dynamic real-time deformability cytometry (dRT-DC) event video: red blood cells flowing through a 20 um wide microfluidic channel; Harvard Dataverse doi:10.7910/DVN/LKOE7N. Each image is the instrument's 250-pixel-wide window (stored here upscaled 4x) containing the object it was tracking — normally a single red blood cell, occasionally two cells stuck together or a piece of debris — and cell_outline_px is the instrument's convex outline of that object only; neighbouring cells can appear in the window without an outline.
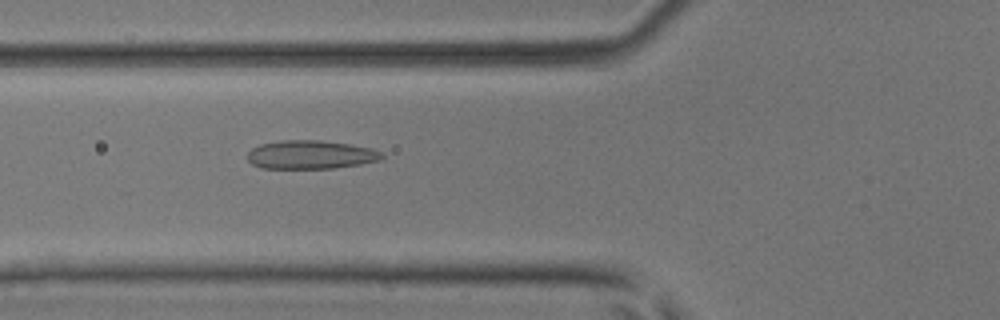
{"species": "common noctule bat (a hibernating species)", "species_latin": "Nyctalus noctula", "temperature_condition": "room temperature", "stored_images_in_passage": 50, "camera_frame_rate_fps": 3000, "um_per_image_px": 0.085, "animal": {"sex": "male", "body_mass_g": 17.9, "forearm_length_mm": 54.2}, "frame": {"image": 1, "passage_image": 19, "time_ms": 6.0, "image_size_px": [1000, 320], "cell_outline_px": [[384, 156], [380, 160], [360, 164], [332, 168], [260, 168], [252, 164], [248, 160], [248, 152], [252, 148], [260, 144], [280, 140], [320, 140], [348, 144], [372, 148], [380, 152]], "centroid_in_image_um": [26.38, 13.14], "position_along_channel_um": 99.4, "area_um2": 22.31}}
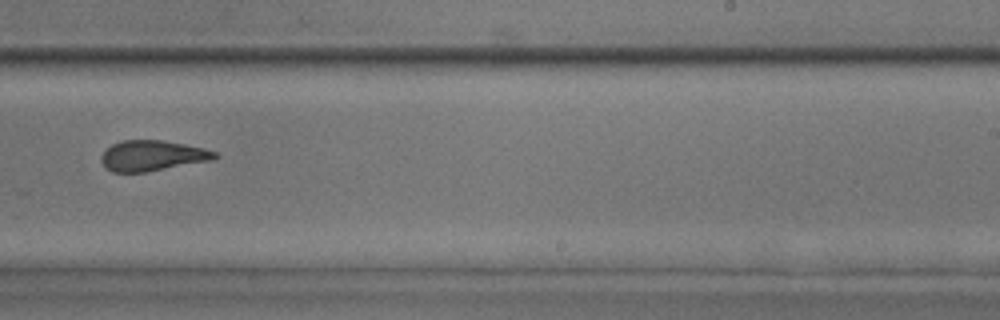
{"frame": {"image": 2, "passage_image": 32, "time_ms": 10.333, "image_size_px": [1000, 320], "cell_outline_px": [[220, 156], [212, 160], [144, 172], [112, 172], [100, 160], [100, 156], [112, 144], [120, 140], [164, 140], [204, 148], [216, 152]], "centroid_in_image_um": [12.95, 13.22], "position_along_channel_um": 276.0, "area_um2": 20.06}}
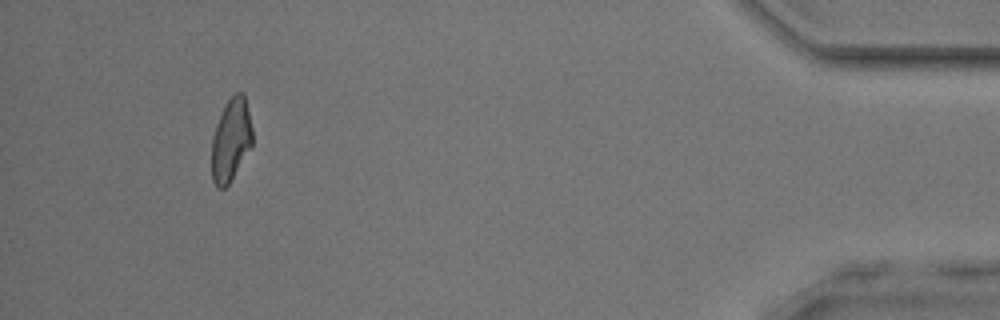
{"frame": {"image": 3, "passage_image": 47, "time_ms": 15.333, "image_size_px": [1000, 320], "cell_outline_px": [[252, 148], [228, 184], [224, 188], [216, 188], [212, 180], [212, 136], [216, 124], [228, 100], [236, 92], [244, 92], [252, 128]], "centroid_in_image_um": [19.64, 11.92], "position_along_channel_um": 415.6, "area_um2": 19.65}, "authors_computed_cell_mechanics": {"area_um2": 21.3282, "velocity_mm_per_s": 4.0798, "shape_relaxation_time_tau1_ms": 9.9577, "shape_relaxation_time_tau2_ms": 1.6192, "deformation_change_tau1": 0.2166, "deformation_change_tau2": 0.0803}}